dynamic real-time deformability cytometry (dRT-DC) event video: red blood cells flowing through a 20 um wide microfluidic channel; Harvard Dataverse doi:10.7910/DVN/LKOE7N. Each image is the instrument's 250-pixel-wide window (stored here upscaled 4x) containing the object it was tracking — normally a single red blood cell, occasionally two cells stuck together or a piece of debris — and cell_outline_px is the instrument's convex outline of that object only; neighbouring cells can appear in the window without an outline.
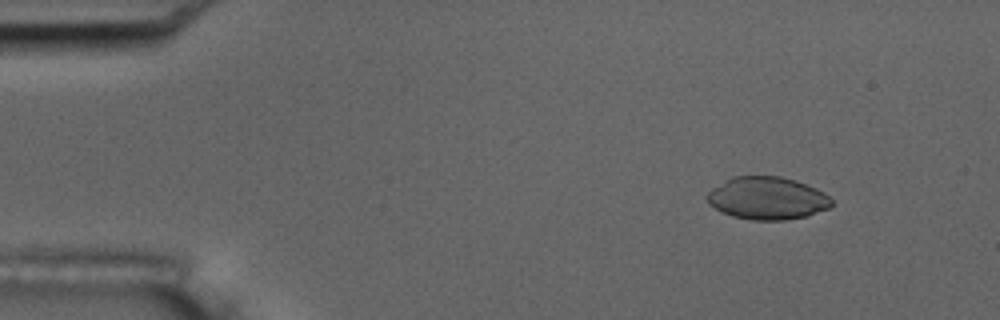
{"species": "common noctule bat (a hibernating species)", "species_latin": "Nyctalus noctula", "temperature_condition": "room temperature", "stored_images_in_passage": 15, "camera_frame_rate_fps": 3000, "um_per_image_px": 0.085, "animal": {"sex": "male", "body_mass_g": 17.5, "forearm_length_mm": 52.3}, "frame": {"image": 1, "passage_image": 7, "time_ms": 2.0, "image_size_px": [1000, 320], "cell_outline_px": [[832, 204], [828, 208], [808, 216], [784, 220], [752, 220], [732, 216], [708, 204], [704, 196], [712, 188], [724, 180], [732, 176], [780, 176], [796, 180], [816, 188], [824, 192], [832, 200]], "centroid_in_image_um": [65.19, 16.84], "position_along_channel_um": 19.8, "area_um2": 31.1}}